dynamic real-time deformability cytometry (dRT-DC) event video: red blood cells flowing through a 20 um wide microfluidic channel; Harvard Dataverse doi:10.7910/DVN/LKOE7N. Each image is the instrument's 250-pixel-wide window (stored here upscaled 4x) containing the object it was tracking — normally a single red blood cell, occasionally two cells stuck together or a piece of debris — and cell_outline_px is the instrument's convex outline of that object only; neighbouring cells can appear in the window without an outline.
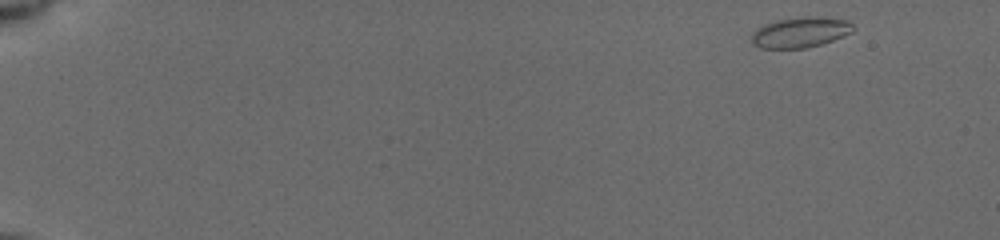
{"species": "common noctule bat (a hibernating species)", "species_latin": "Nyctalus noctula", "temperature_condition": "cold", "stored_images_in_passage": 43, "camera_frame_rate_fps": 3000, "um_per_image_px": 0.085, "animal": {"sex": "female", "body_mass_g": 19.5, "forearm_length_mm": 54.1}, "frame": {"image": 1, "passage_image": 1, "time_ms": 0.0, "image_size_px": [1000, 240], "cell_outline_px": [[856, 28], [852, 32], [844, 36], [808, 48], [760, 48], [752, 44], [752, 36], [764, 24], [780, 20], [816, 16], [848, 20]], "centroid_in_image_um": [68.09, 2.76], "position_along_channel_um": 16.9, "area_um2": 17.69}}
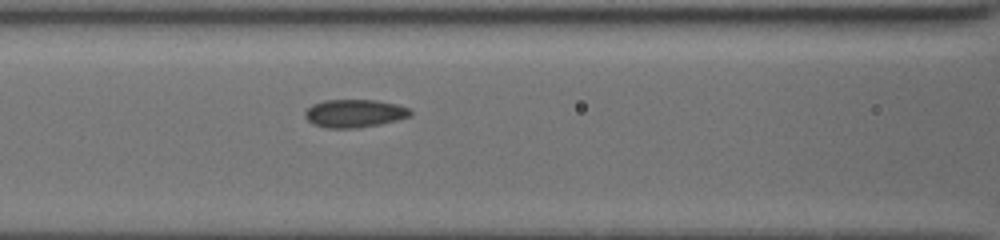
{"frame": {"image": 2, "passage_image": 26, "time_ms": 7.0, "image_size_px": [1000, 240], "cell_outline_px": [[412, 116], [380, 124], [356, 128], [328, 128], [316, 124], [308, 120], [304, 116], [304, 112], [312, 104], [324, 100], [376, 100], [396, 104], [408, 108], [412, 112]], "centroid_in_image_um": [30.14, 9.63], "position_along_channel_um": 136.5, "area_um2": 17.11}}
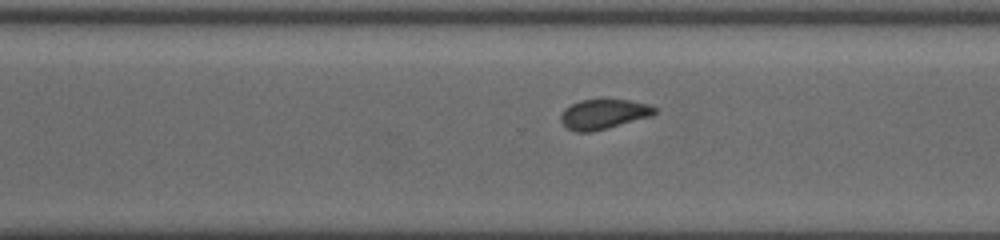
{"frame": {"image": 3, "passage_image": 43, "time_ms": 11.667, "image_size_px": [1000, 240], "cell_outline_px": [[656, 112], [652, 116], [592, 132], [576, 132], [568, 128], [560, 120], [560, 116], [564, 108], [580, 100], [628, 100], [648, 104], [656, 108]], "centroid_in_image_um": [51.29, 9.71], "position_along_channel_um": 319.3, "area_um2": 16.18}}